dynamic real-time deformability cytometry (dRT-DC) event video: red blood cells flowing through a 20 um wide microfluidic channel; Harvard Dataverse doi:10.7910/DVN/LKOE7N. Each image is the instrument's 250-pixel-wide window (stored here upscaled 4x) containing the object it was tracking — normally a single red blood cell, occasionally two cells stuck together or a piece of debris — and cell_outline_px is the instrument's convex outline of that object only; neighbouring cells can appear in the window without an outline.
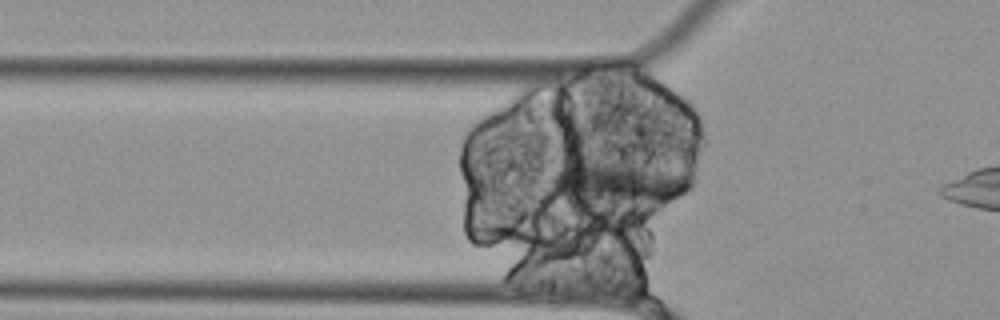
{"species": "Egyptian fruit bat (a non-hibernating species)", "species_latin": "Rousettus aegyptiacus", "temperature_condition": "cold", "stored_images_in_passage": 11, "segment_of_instrument_passage": [1, 2], "camera_frame_rate_fps": 3000, "um_per_image_px": 0.085, "animal": {"sex": "female"}, "frame": {"image": 1, "passage_image": 2, "time_ms": 0.333, "image_size_px": [1000, 320], "cell_outline_px": [[692, 184], [684, 192], [668, 200], [656, 204], [588, 204], [564, 196], [552, 184], [548, 176], [556, 168], [576, 164], [616, 164], [684, 172], [692, 180]], "centroid_in_image_um": [52.58, 15.63], "position_along_channel_um": 73.2, "area_um2": 33.58}}